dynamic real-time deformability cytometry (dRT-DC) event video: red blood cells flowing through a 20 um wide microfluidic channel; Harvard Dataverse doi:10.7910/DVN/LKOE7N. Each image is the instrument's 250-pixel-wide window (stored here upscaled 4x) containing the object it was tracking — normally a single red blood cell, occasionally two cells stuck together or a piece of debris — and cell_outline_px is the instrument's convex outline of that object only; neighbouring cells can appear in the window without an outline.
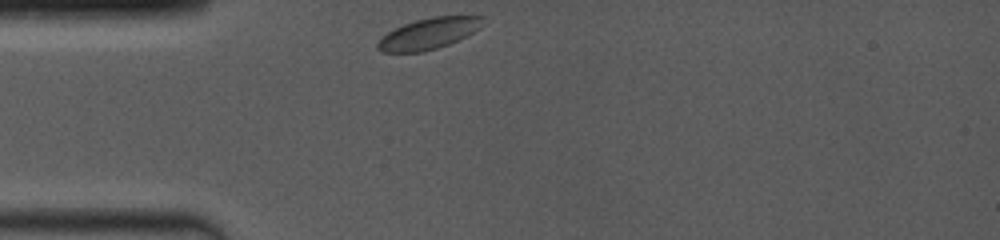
{"species": "common noctule bat (a hibernating species)", "species_latin": "Nyctalus noctula", "temperature_condition": "room temperature", "stored_images_in_passage": 40, "camera_frame_rate_fps": 4000, "um_per_image_px": 0.085, "animal": {"sex": "female", "body_mass_g": 19.0, "forearm_length_mm": 53.3}, "frame": {"image": 1, "passage_image": 1, "time_ms": 0.0, "image_size_px": [1000, 240], "cell_outline_px": [[484, 16], [480, 28], [448, 44], [424, 52], [380, 52], [376, 48], [376, 44], [388, 32], [404, 24], [416, 20], [432, 16]], "centroid_in_image_um": [36.41, 2.85], "position_along_channel_um": 48.6, "area_um2": 18.73}}
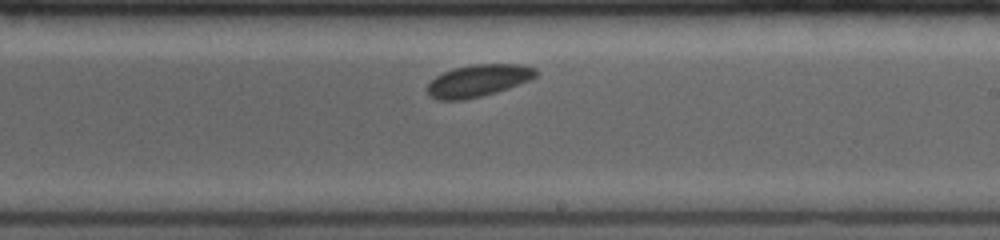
{"frame": {"image": 2, "passage_image": 23, "time_ms": 5.5, "image_size_px": [1000, 240], "cell_outline_px": [[540, 72], [536, 76], [528, 80], [508, 88], [496, 92], [464, 100], [436, 100], [428, 92], [428, 84], [436, 76], [452, 68], [472, 64], [520, 64], [536, 68]], "centroid_in_image_um": [40.66, 6.84], "position_along_channel_um": 248.3, "area_um2": 20.23}}
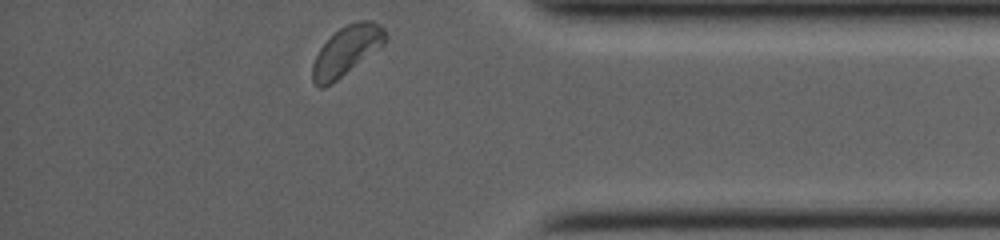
{"frame": {"image": 3, "passage_image": 40, "time_ms": 9.75, "image_size_px": [1000, 240], "cell_outline_px": [[388, 40], [384, 44], [332, 84], [324, 88], [320, 88], [312, 80], [312, 64], [320, 48], [344, 24], [360, 20], [372, 20], [380, 24], [384, 28], [388, 36]], "centroid_in_image_um": [29.48, 4.3], "position_along_channel_um": 405.7, "area_um2": 20.92}}